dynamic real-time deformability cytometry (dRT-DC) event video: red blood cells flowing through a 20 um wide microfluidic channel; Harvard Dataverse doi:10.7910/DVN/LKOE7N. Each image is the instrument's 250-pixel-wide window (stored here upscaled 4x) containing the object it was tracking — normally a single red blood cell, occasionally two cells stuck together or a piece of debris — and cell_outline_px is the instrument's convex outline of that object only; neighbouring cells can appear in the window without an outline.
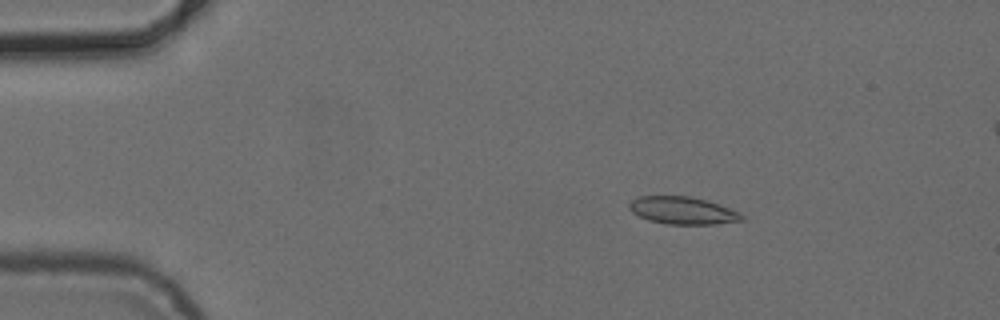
{"species": "common noctule bat (a hibernating species)", "species_latin": "Nyctalus noctula", "temperature_condition": "cold", "stored_images_in_passage": 5, "camera_frame_rate_fps": 3000, "um_per_image_px": 0.085, "animal": {"sex": "female", "body_mass_g": 24.6, "forearm_length_mm": 56.2}, "frame": {"image": 1, "passage_image": 3, "time_ms": 2.333, "image_size_px": [1000, 320], "cell_outline_px": [[744, 220], [716, 224], [668, 224], [648, 220], [632, 212], [628, 208], [628, 204], [632, 200], [640, 196], [688, 196], [704, 200], [740, 212], [744, 216]], "centroid_in_image_um": [58.01, 17.9], "position_along_channel_um": 27.0, "area_um2": 17.8}}